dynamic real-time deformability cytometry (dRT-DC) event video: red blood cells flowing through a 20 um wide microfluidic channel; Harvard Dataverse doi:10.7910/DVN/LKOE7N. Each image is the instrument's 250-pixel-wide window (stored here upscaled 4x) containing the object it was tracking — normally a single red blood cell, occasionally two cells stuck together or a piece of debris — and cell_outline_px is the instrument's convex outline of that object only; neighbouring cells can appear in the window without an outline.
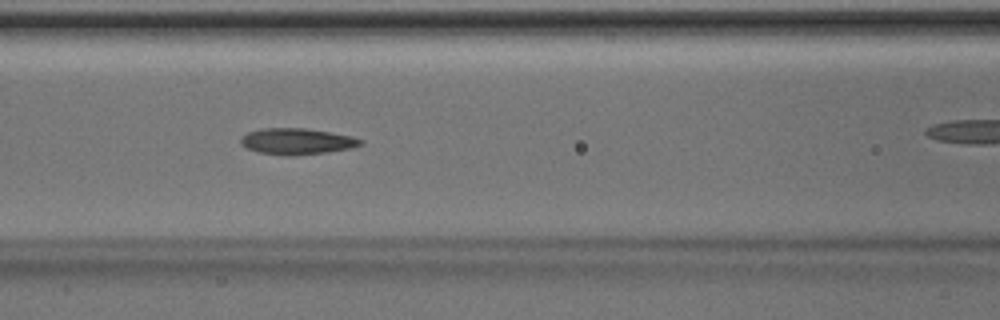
{"species": "Egyptian fruit bat (a non-hibernating species)", "species_latin": "Rousettus aegyptiacus", "temperature_condition": "room temperature", "stored_images_in_passage": 32, "camera_frame_rate_fps": 3000, "um_per_image_px": 0.085, "animal": {"sex": "male"}, "frame": {"image": 1, "passage_image": 14, "time_ms": 4.333, "image_size_px": [1000, 320], "cell_outline_px": [[364, 144], [352, 148], [328, 152], [292, 156], [284, 156], [256, 152], [240, 144], [240, 136], [248, 132], [260, 128], [304, 128], [352, 136], [364, 140]], "centroid_in_image_um": [25.22, 12.02], "position_along_channel_um": 141.4, "area_um2": 18.55}}
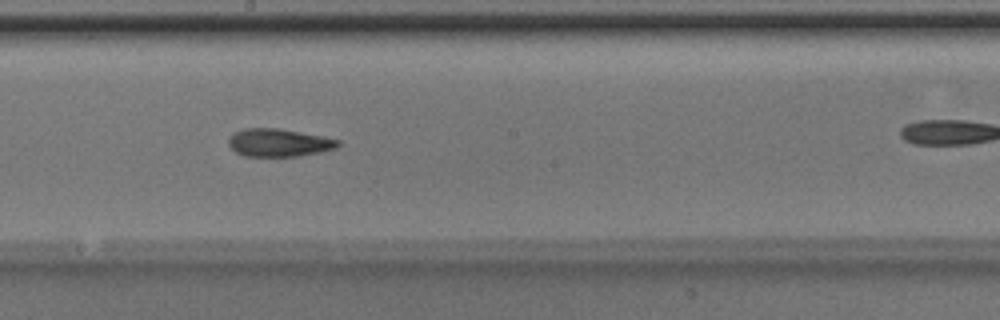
{"frame": {"image": 2, "passage_image": 20, "time_ms": 6.333, "image_size_px": [1000, 320], "cell_outline_px": [[340, 144], [336, 148], [320, 152], [300, 156], [244, 156], [236, 152], [228, 144], [228, 140], [232, 132], [244, 128], [276, 128], [320, 136], [340, 140]], "centroid_in_image_um": [23.66, 12.13], "position_along_channel_um": 224.5, "area_um2": 17.69}}
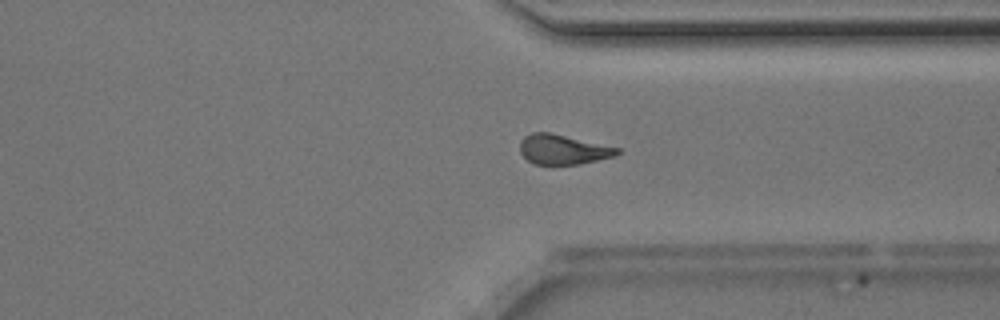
{"frame": {"image": 3, "passage_image": 30, "time_ms": 9.667, "image_size_px": [1000, 320], "cell_outline_px": [[620, 152], [616, 156], [576, 164], [532, 164], [520, 152], [520, 140], [524, 136], [532, 132], [552, 132], [620, 148]], "centroid_in_image_um": [47.84, 12.69], "position_along_channel_um": 363.6, "area_um2": 16.94}}